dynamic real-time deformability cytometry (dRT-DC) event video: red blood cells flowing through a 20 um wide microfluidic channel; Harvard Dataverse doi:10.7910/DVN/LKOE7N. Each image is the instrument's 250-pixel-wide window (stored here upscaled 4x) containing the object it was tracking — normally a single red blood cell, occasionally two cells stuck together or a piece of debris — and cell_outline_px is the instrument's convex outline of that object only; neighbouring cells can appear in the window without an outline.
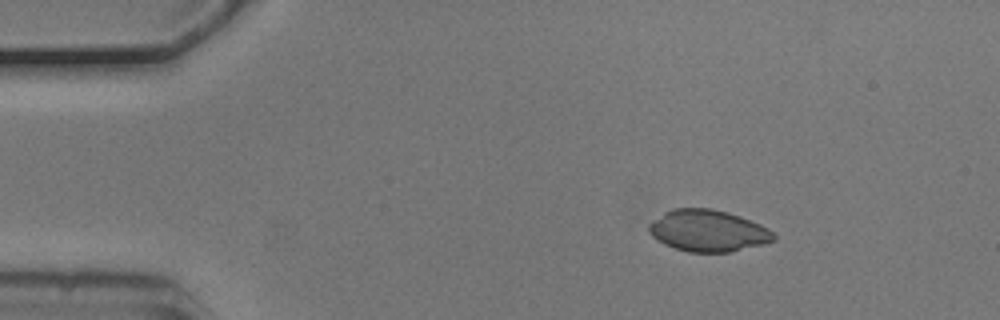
{"species": "common noctule bat (a hibernating species)", "species_latin": "Nyctalus noctula", "temperature_condition": "cold", "stored_images_in_passage": 4, "camera_frame_rate_fps": 3000, "um_per_image_px": 0.085, "animal": {"sex": "male", "body_mass_g": 20.5, "forearm_length_mm": 52.5}, "frame": {"image": 1, "passage_image": 2, "time_ms": 0.333, "image_size_px": [1000, 320], "cell_outline_px": [[776, 240], [764, 244], [732, 252], [688, 252], [664, 244], [652, 236], [648, 232], [648, 224], [664, 212], [672, 208], [712, 208], [740, 216], [760, 224], [768, 228], [776, 236]], "centroid_in_image_um": [60.18, 19.61], "position_along_channel_um": 24.8, "area_um2": 30.4}}